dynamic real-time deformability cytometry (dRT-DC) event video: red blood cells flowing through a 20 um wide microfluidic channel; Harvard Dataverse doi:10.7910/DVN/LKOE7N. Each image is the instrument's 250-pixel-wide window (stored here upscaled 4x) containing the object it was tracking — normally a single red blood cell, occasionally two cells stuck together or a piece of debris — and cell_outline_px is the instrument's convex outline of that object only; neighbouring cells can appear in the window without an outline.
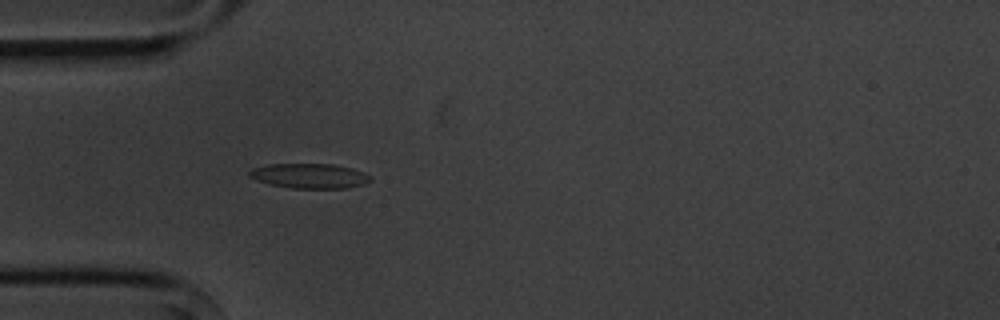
{"species": "common noctule bat (a hibernating species)", "species_latin": "Nyctalus noctula", "temperature_condition": "cold", "stored_images_in_passage": 4, "camera_frame_rate_fps": 3000, "um_per_image_px": 0.085, "animal": {"sex": "male", "body_mass_g": 20.1, "forearm_length_mm": 53.5}, "frame": {"image": 1, "passage_image": 4, "time_ms": 3.333, "image_size_px": [1000, 320], "cell_outline_px": [[372, 180], [364, 184], [344, 188], [292, 188], [272, 184], [256, 180], [248, 176], [248, 172], [252, 168], [268, 164], [332, 164], [352, 168], [372, 176]], "centroid_in_image_um": [26.31, 14.94], "position_along_channel_um": 58.7, "area_um2": 17.46}}